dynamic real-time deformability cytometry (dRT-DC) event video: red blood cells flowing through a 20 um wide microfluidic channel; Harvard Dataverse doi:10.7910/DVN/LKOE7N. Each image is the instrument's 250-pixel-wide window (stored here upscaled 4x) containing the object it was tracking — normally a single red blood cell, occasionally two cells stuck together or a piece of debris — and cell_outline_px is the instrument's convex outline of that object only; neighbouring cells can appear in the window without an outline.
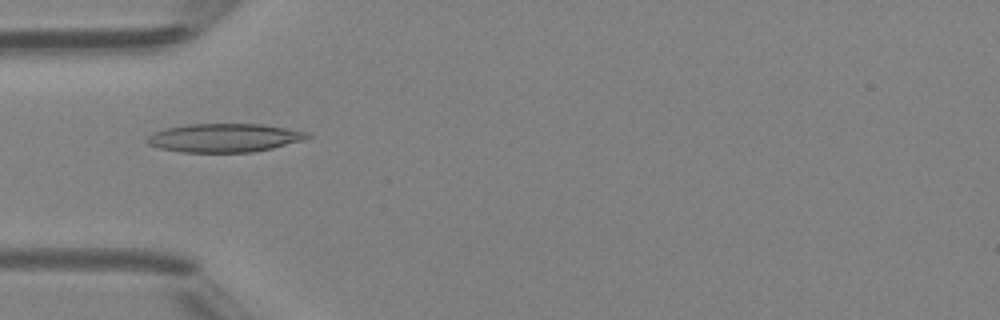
{"species": "Egyptian fruit bat (a non-hibernating species)", "species_latin": "Rousettus aegyptiacus", "temperature_condition": "room temperature", "stored_images_in_passage": 36, "camera_frame_rate_fps": 3000, "um_per_image_px": 0.085, "animal": {"sex": "female"}, "frame": {"image": 1, "passage_image": 4, "time_ms": 1.0, "image_size_px": [1000, 320], "cell_outline_px": [[312, 136], [304, 140], [272, 148], [252, 152], [180, 152], [160, 148], [148, 144], [144, 140], [152, 132], [168, 128], [188, 124], [260, 124], [312, 132]], "centroid_in_image_um": [19.09, 11.71], "position_along_channel_um": 65.9, "area_um2": 26.76}}
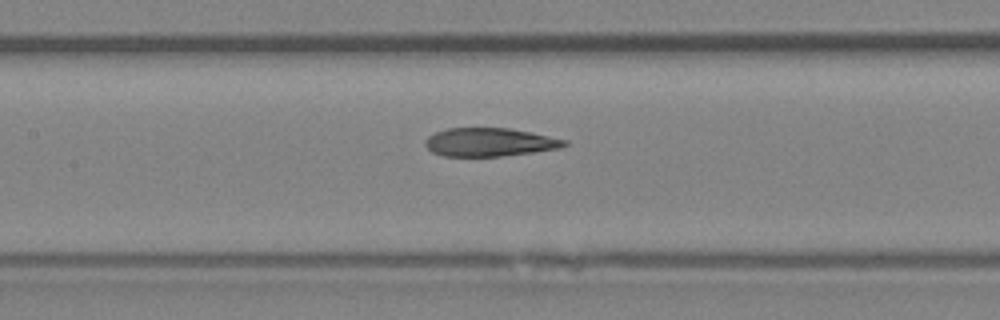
{"frame": {"image": 2, "passage_image": 11, "time_ms": 3.333, "image_size_px": [1000, 320], "cell_outline_px": [[568, 144], [560, 148], [532, 152], [500, 156], [444, 156], [432, 152], [424, 144], [424, 140], [428, 136], [436, 132], [448, 128], [508, 128], [568, 140]], "centroid_in_image_um": [41.58, 12.08], "position_along_channel_um": 165.8, "area_um2": 22.83}}
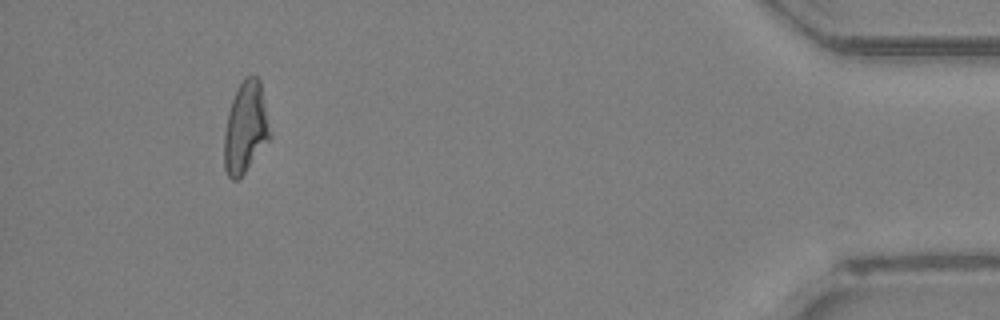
{"frame": {"image": 3, "passage_image": 33, "time_ms": 10.667, "image_size_px": [1000, 320], "cell_outline_px": [[272, 136], [244, 172], [236, 180], [232, 180], [228, 176], [224, 168], [224, 132], [228, 112], [236, 88], [244, 76], [256, 76], [260, 80]], "centroid_in_image_um": [20.87, 10.81], "position_along_channel_um": 414.3, "area_um2": 24.39}, "authors_computed_cell_mechanics": {"area_um2": 24.3916, "velocity_mm_per_s": 4.3077, "shape_relaxation_time_tau1_ms": null, "shape_relaxation_time_tau2_ms": 2.4622, "deformation_change_tau1": null, "deformation_change_tau2": 0.1138}}